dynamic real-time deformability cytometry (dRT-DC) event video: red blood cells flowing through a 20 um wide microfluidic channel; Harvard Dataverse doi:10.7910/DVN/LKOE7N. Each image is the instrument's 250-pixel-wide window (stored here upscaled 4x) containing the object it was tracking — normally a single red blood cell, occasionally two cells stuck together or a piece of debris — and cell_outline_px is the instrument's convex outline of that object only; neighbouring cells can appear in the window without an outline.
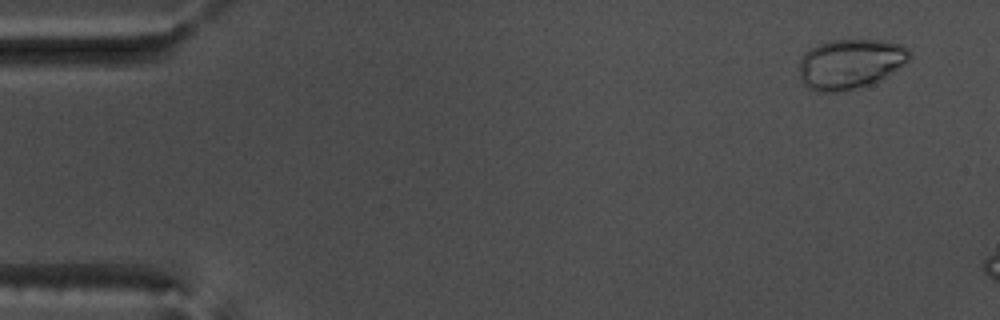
{"species": "common noctule bat (a hibernating species)", "species_latin": "Nyctalus noctula", "temperature_condition": "warm", "stored_images_in_passage": 11, "camera_frame_rate_fps": 3000, "um_per_image_px": 0.085, "animal": {"sex": "male", "body_mass_g": 17.5, "forearm_length_mm": 52.3}, "frame": {"image": 1, "passage_image": 4, "time_ms": 1.0, "image_size_px": [1000, 320], "cell_outline_px": [[912, 56], [908, 60], [880, 80], [872, 84], [840, 92], [816, 92], [808, 88], [804, 84], [800, 76], [800, 56], [804, 52], [820, 44], [832, 40], [880, 40], [900, 44], [908, 48], [912, 52]], "centroid_in_image_um": [72.26, 5.43], "position_along_channel_um": 12.7, "area_um2": 32.08}}